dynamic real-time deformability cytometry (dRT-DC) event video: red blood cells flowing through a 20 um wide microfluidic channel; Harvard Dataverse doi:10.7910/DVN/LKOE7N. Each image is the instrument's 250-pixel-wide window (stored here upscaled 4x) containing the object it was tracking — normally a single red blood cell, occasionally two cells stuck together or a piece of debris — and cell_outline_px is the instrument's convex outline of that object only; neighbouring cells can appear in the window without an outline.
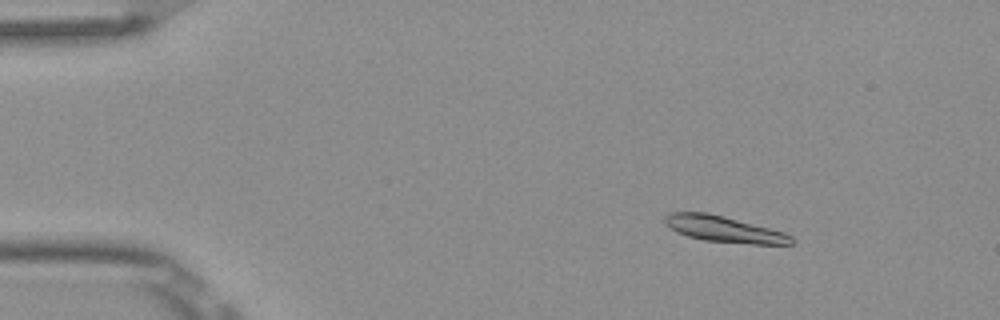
{"species": "Egyptian fruit bat (a non-hibernating species)", "species_latin": "Rousettus aegyptiacus", "temperature_condition": "room temperature", "stored_images_in_passage": 4, "camera_frame_rate_fps": 3000, "um_per_image_px": 0.085, "frame": {"image": 1, "passage_image": 2, "time_ms": 0.333, "image_size_px": [1000, 320], "cell_outline_px": [[796, 240], [792, 244], [752, 244], [704, 240], [688, 236], [676, 232], [664, 224], [664, 216], [668, 212], [708, 212], [724, 216], [784, 232], [792, 236]], "centroid_in_image_um": [61.51, 19.47], "position_along_channel_um": 23.5, "area_um2": 19.31}}